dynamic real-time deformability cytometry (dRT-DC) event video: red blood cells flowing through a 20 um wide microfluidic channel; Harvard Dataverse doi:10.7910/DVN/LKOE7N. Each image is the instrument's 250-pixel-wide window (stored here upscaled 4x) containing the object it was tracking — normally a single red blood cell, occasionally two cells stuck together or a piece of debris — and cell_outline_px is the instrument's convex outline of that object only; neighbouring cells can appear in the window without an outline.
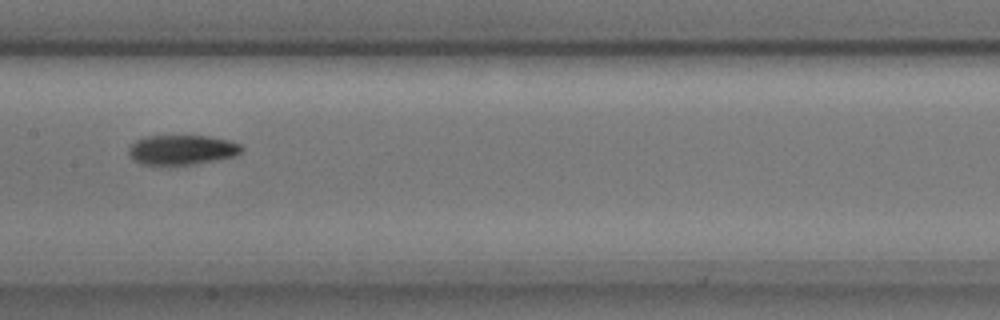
{"species": "common noctule bat (a hibernating species)", "species_latin": "Nyctalus noctula", "temperature_condition": "cold", "stored_images_in_passage": 8, "camera_frame_rate_fps": 3000, "um_per_image_px": 0.085, "animal": {"sex": "male", "body_mass_g": 17.9, "forearm_length_mm": 54.2}, "frame": {"image": 1, "passage_image": 6, "time_ms": 1.667, "image_size_px": [1000, 320], "cell_outline_px": [[244, 148], [236, 156], [196, 164], [140, 164], [132, 160], [128, 156], [128, 148], [136, 140], [144, 136], [208, 136], [228, 140], [240, 144]], "centroid_in_image_um": [15.44, 12.73], "position_along_channel_um": 192.0, "area_um2": 19.65}}
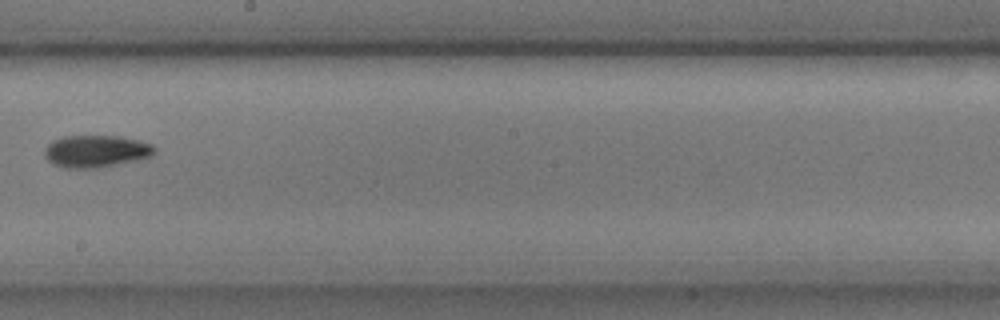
{"frame": {"image": 2, "passage_image": 7, "time_ms": 2.0, "image_size_px": [1000, 320], "cell_outline_px": [[156, 152], [152, 156], [136, 160], [100, 168], [64, 168], [48, 160], [44, 156], [44, 148], [52, 140], [64, 136], [116, 136], [136, 140], [152, 144], [156, 148]], "centroid_in_image_um": [8.15, 12.86], "position_along_channel_um": 240.0, "area_um2": 20.63}}
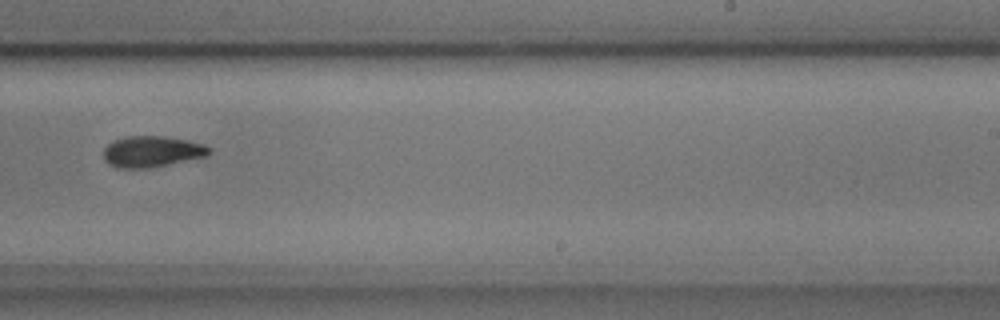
{"frame": {"image": 3, "passage_image": 8, "time_ms": 2.333, "image_size_px": [1000, 320], "cell_outline_px": [[212, 152], [208, 156], [152, 168], [116, 168], [108, 164], [104, 160], [104, 148], [112, 140], [124, 136], [164, 136], [188, 140], [204, 144], [212, 148]], "centroid_in_image_um": [12.93, 12.88], "position_along_channel_um": 276.1, "area_um2": 19.59}}